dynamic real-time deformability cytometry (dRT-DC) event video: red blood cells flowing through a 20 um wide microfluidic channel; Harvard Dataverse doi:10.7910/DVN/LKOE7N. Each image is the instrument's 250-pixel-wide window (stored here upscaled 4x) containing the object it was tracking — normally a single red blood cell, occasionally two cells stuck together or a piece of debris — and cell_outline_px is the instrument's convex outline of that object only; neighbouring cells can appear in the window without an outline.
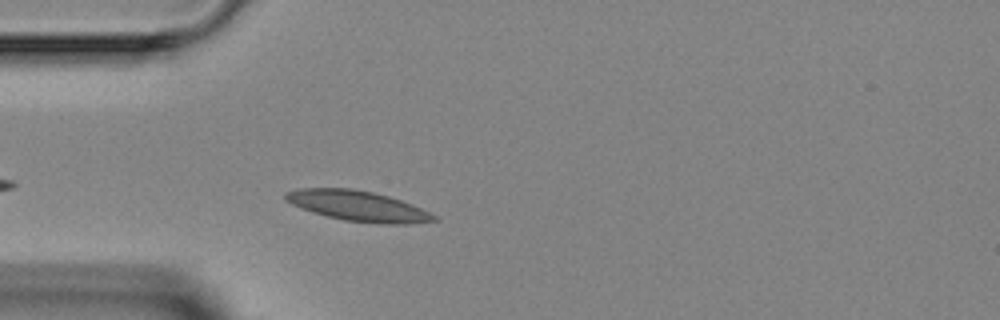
{"species": "Egyptian fruit bat (a non-hibernating species)", "species_latin": "Rousettus aegyptiacus", "temperature_condition": "room temperature", "stored_images_in_passage": 3, "camera_frame_rate_fps": 3000, "um_per_image_px": 0.085, "animal": {"sex": "female"}, "frame": {"image": 1, "passage_image": 3, "time_ms": 2.667, "image_size_px": [1000, 320], "cell_outline_px": [[440, 220], [412, 224], [384, 224], [344, 220], [312, 212], [300, 208], [284, 200], [284, 192], [300, 188], [352, 188], [372, 192], [388, 196], [412, 204], [436, 216]], "centroid_in_image_um": [30.41, 17.51], "position_along_channel_um": 54.6, "area_um2": 26.24}}